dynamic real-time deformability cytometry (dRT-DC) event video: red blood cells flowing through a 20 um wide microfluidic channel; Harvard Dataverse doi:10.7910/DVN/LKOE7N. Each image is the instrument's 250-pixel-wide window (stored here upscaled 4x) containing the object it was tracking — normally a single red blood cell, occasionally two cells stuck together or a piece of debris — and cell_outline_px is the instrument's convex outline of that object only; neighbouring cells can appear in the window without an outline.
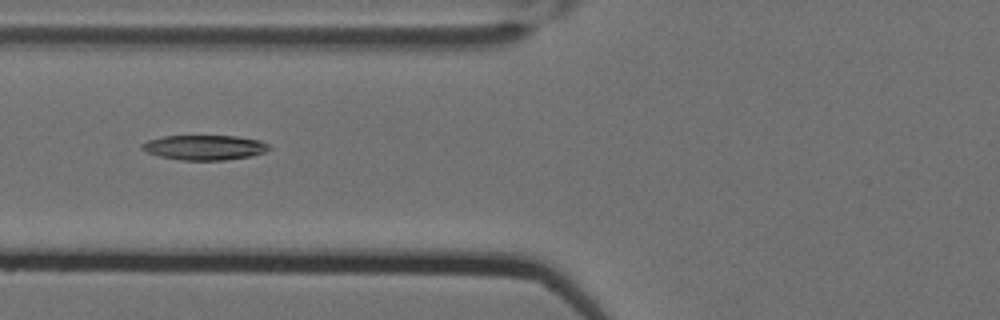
{"species": "Egyptian fruit bat (a non-hibernating species)", "species_latin": "Rousettus aegyptiacus", "temperature_condition": "cold", "stored_images_in_passage": 13, "camera_frame_rate_fps": 3000, "um_per_image_px": 0.085, "animal": {"sex": "female"}, "frame": {"image": 1, "passage_image": 5, "time_ms": 1.333, "image_size_px": [1000, 320], "cell_outline_px": [[272, 148], [264, 152], [252, 156], [224, 160], [180, 160], [160, 156], [148, 152], [140, 148], [140, 144], [148, 140], [164, 136], [236, 136], [260, 140], [268, 144]], "centroid_in_image_um": [17.4, 12.53], "position_along_channel_um": 108.4, "area_um2": 18.44}}
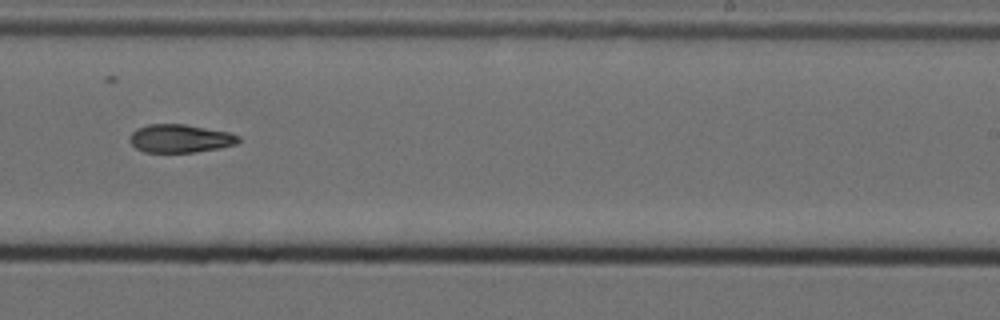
{"frame": {"image": 2, "passage_image": 9, "time_ms": 2.667, "image_size_px": [1000, 320], "cell_outline_px": [[240, 140], [236, 144], [196, 152], [144, 152], [136, 148], [128, 140], [128, 136], [136, 128], [148, 124], [184, 124], [228, 132], [240, 136]], "centroid_in_image_um": [15.26, 11.76], "position_along_channel_um": 273.7, "area_um2": 17.86}}
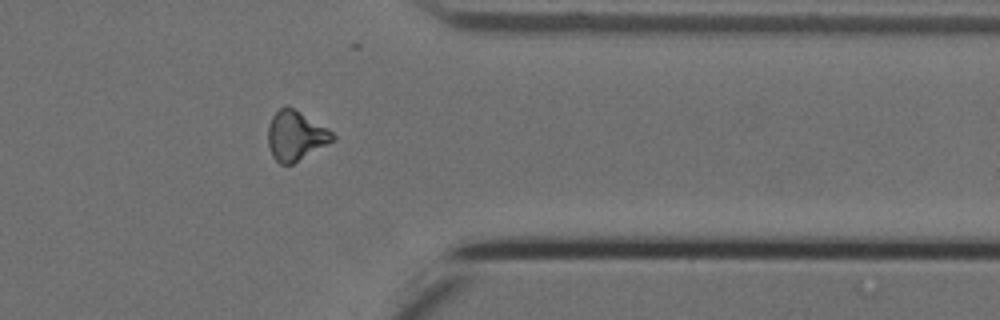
{"frame": {"image": 3, "passage_image": 12, "time_ms": 3.667, "image_size_px": [1000, 320], "cell_outline_px": [[336, 140], [292, 164], [280, 164], [272, 156], [268, 144], [268, 124], [272, 116], [284, 104], [300, 112], [328, 128], [336, 136]], "centroid_in_image_um": [25.14, 11.53], "position_along_channel_um": 386.3, "area_um2": 18.73}}